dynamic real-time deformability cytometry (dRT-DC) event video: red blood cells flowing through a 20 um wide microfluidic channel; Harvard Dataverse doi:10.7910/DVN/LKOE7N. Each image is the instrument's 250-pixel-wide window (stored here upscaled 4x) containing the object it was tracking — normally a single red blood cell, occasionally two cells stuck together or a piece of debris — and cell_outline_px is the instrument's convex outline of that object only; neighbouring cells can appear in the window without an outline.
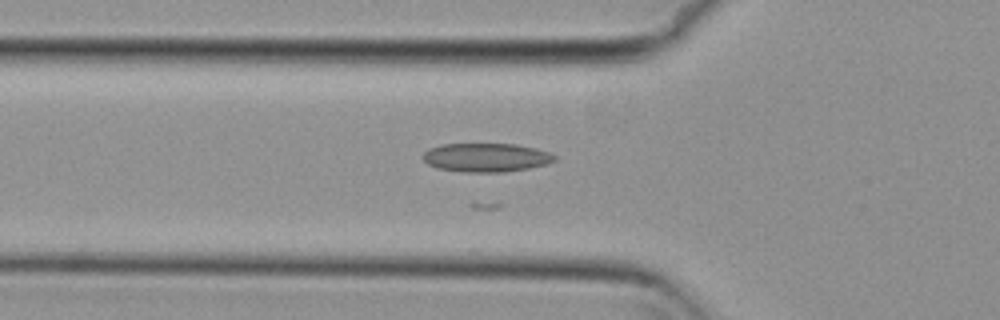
{"species": "common noctule bat (a hibernating species)", "species_latin": "Nyctalus noctula", "temperature_condition": "cold", "stored_images_in_passage": 36, "camera_frame_rate_fps": 3000, "um_per_image_px": 0.085, "animal": {"sex": "female", "body_mass_g": 29.2, "forearm_length_mm": 56.3}, "frame": {"image": 1, "passage_image": 19, "time_ms": 6.0, "image_size_px": [1000, 320], "cell_outline_px": [[556, 160], [544, 164], [528, 168], [504, 172], [460, 172], [436, 168], [428, 164], [424, 160], [424, 152], [428, 148], [440, 144], [516, 144], [536, 148], [548, 152], [556, 156]], "centroid_in_image_um": [41.29, 13.38], "position_along_channel_um": 84.5, "area_um2": 22.08}}
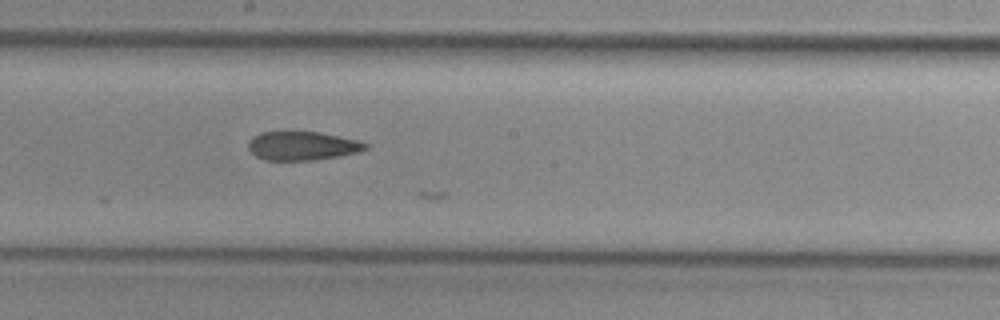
{"frame": {"image": 2, "passage_image": 30, "time_ms": 9.667, "image_size_px": [1000, 320], "cell_outline_px": [[368, 148], [356, 152], [316, 160], [264, 160], [256, 156], [248, 148], [248, 140], [252, 136], [260, 132], [320, 132], [356, 140], [368, 144]], "centroid_in_image_um": [25.64, 12.39], "position_along_channel_um": 222.6, "area_um2": 19.48}}
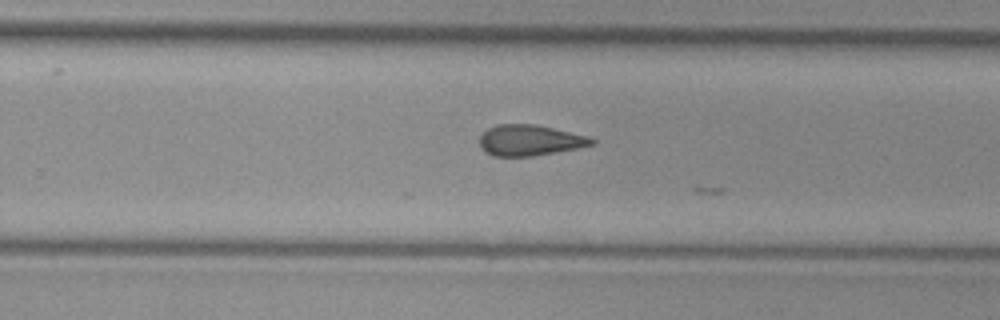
{"frame": {"image": 3, "passage_image": 35, "time_ms": 11.333, "image_size_px": [1000, 320], "cell_outline_px": [[596, 140], [592, 144], [576, 148], [532, 156], [492, 156], [484, 152], [480, 144], [480, 136], [488, 128], [496, 124], [536, 124], [588, 136]], "centroid_in_image_um": [44.99, 11.92], "position_along_channel_um": 284.8, "area_um2": 20.0}}